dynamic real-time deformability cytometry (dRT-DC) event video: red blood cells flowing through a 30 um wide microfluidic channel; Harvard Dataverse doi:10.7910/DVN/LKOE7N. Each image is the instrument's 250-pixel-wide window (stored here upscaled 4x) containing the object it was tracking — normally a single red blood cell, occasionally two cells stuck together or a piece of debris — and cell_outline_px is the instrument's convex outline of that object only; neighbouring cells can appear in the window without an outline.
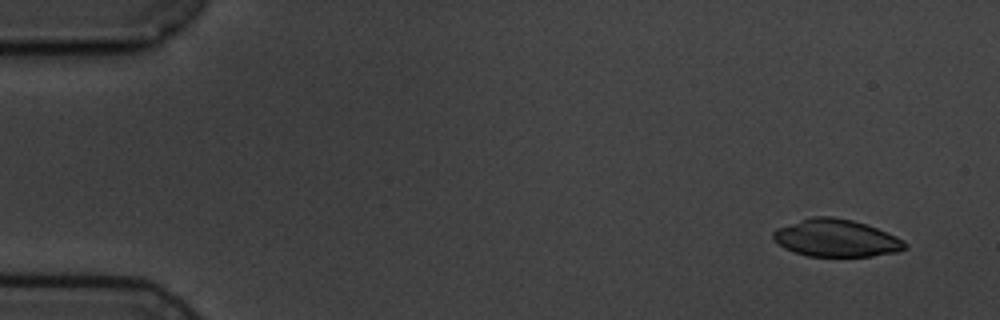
{"species": "common noctule bat (a hibernating species)", "species_latin": "Nyctalus noctula", "temperature_condition": "cold", "stored_images_in_passage": 4, "camera_frame_rate_fps": 3000, "um_per_image_px": 0.085, "animal": {"sex": "male", "body_mass_g": 19.5, "forearm_length_mm": 54.6}, "frame": {"image": 1, "passage_image": 1, "time_ms": 0.0, "image_size_px": [1000, 320], "cell_outline_px": [[908, 248], [896, 252], [872, 256], [808, 256], [784, 248], [772, 236], [772, 232], [776, 228], [812, 216], [832, 216], [852, 220], [876, 228], [896, 236], [904, 240], [908, 244]], "centroid_in_image_um": [71.09, 20.24], "position_along_channel_um": 13.9, "area_um2": 28.55}}